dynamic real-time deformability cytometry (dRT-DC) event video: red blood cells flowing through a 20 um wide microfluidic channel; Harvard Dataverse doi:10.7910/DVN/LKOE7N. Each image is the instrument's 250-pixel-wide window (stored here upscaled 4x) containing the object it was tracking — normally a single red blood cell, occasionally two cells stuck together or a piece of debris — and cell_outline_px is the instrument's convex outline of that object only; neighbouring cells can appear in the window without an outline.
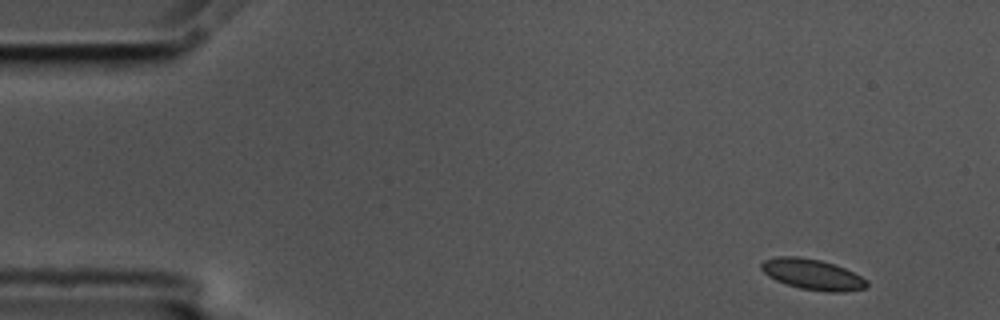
{"species": "common noctule bat (a hibernating species)", "species_latin": "Nyctalus noctula", "temperature_condition": "cold", "stored_images_in_passage": 4, "camera_frame_rate_fps": 3000, "um_per_image_px": 0.085, "animal": {"sex": "male", "body_mass_g": 17.5, "forearm_length_mm": 52.3}, "frame": {"image": 1, "passage_image": 1, "time_ms": 0.0, "image_size_px": [1000, 320], "cell_outline_px": [[868, 284], [864, 288], [844, 292], [828, 292], [800, 288], [776, 280], [768, 276], [760, 268], [760, 264], [764, 260], [776, 256], [800, 256], [820, 260], [844, 268], [868, 280]], "centroid_in_image_um": [69.03, 23.31], "position_along_channel_um": 16.0, "area_um2": 18.73}}
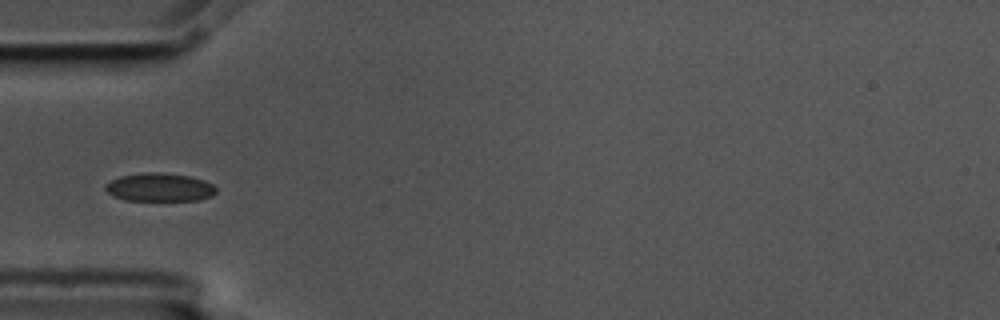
{"frame": {"image": 2, "passage_image": 4, "time_ms": 1.0, "image_size_px": [1000, 320], "cell_outline_px": [[216, 192], [212, 196], [200, 200], [124, 200], [112, 196], [104, 188], [104, 184], [120, 176], [144, 172], [160, 172], [188, 176], [204, 180], [212, 184], [216, 188]], "centroid_in_image_um": [13.54, 15.92], "position_along_channel_um": 71.5, "area_um2": 18.32}}